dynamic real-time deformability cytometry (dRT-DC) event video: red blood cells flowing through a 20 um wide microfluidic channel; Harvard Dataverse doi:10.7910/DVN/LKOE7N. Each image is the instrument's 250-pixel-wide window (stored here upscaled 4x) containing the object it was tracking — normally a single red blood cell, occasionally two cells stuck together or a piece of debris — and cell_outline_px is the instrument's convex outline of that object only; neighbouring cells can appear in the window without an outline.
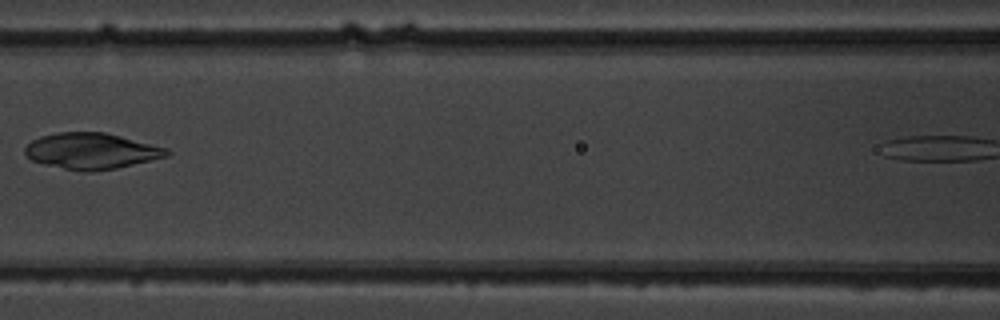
{"species": "common noctule bat (a hibernating species)", "species_latin": "Nyctalus noctula", "temperature_condition": "warm", "stored_images_in_passage": 9, "camera_frame_rate_fps": 3000, "um_per_image_px": 0.085, "animal": {"sex": "male", "body_mass_g": 19.5, "forearm_length_mm": 54.6}, "frame": {"image": 1, "passage_image": 6, "time_ms": 6.0, "image_size_px": [1000, 320], "cell_outline_px": [[172, 152], [168, 156], [116, 168], [92, 172], [84, 172], [64, 168], [32, 160], [24, 152], [24, 148], [32, 140], [40, 136], [56, 132], [104, 132], [168, 148]], "centroid_in_image_um": [7.78, 12.83], "position_along_channel_um": 158.8, "area_um2": 29.59}}
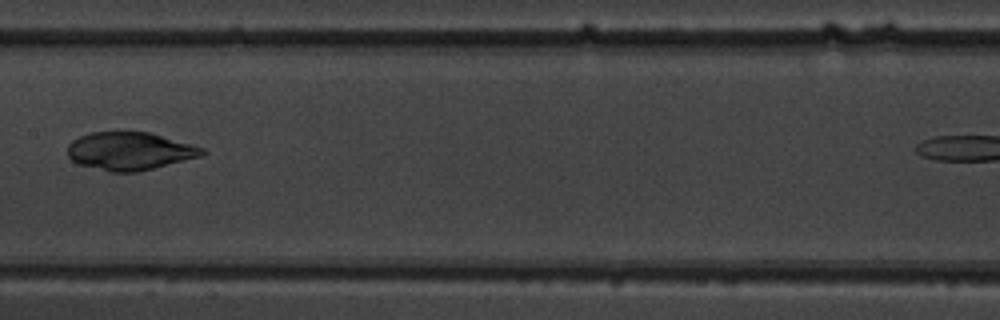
{"frame": {"image": 2, "passage_image": 7, "time_ms": 7.0, "image_size_px": [1000, 320], "cell_outline_px": [[208, 152], [200, 156], [136, 172], [108, 172], [80, 164], [72, 160], [68, 156], [68, 144], [72, 140], [80, 136], [92, 132], [148, 132], [192, 144], [204, 148]], "centroid_in_image_um": [11.01, 12.84], "position_along_channel_um": 196.4, "area_um2": 29.48}}
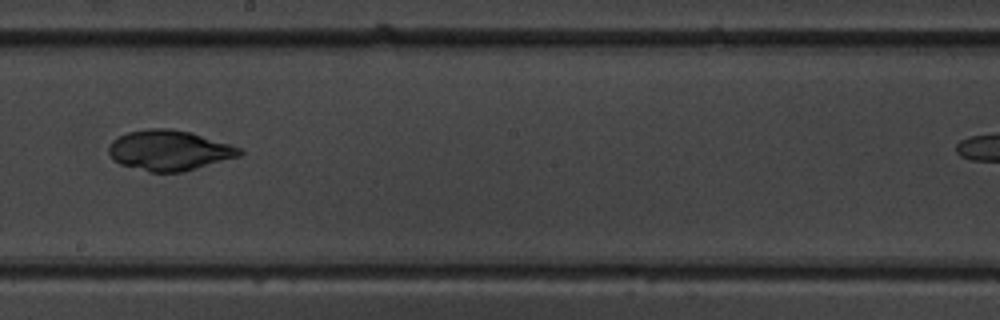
{"frame": {"image": 3, "passage_image": 8, "time_ms": 8.0, "image_size_px": [1000, 320], "cell_outline_px": [[244, 152], [240, 156], [184, 172], [152, 172], [120, 164], [112, 160], [108, 152], [108, 144], [112, 140], [128, 132], [148, 128], [168, 128], [192, 132], [240, 148]], "centroid_in_image_um": [14.36, 12.78], "position_along_channel_um": 233.8, "area_um2": 30.75}}